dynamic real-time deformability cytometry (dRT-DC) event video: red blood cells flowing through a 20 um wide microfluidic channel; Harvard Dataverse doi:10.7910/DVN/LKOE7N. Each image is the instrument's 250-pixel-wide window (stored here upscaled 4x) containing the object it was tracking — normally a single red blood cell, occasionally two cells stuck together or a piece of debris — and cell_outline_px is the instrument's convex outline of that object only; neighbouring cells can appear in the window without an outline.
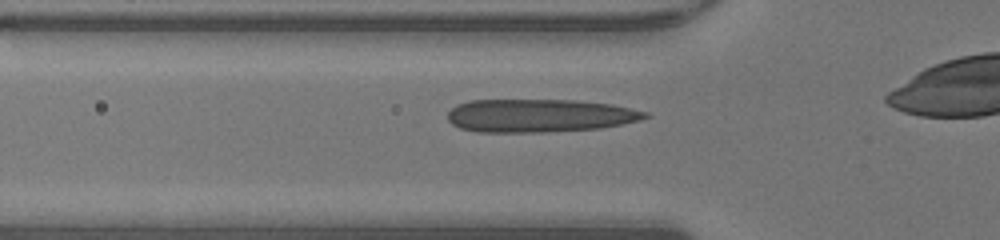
{"species": "human", "species_latin": "Homo sapiens", "temperature_condition": "warm", "stored_images_in_passage": 32, "camera_frame_rate_fps": 3000, "um_per_image_px": 0.085, "donor": {"sex": "male"}, "frame": {"image": 1, "passage_image": 9, "time_ms": 2.667, "image_size_px": [1000, 240], "cell_outline_px": [[652, 116], [640, 120], [600, 128], [544, 132], [476, 132], [460, 128], [452, 124], [448, 120], [448, 112], [456, 104], [468, 100], [576, 100], [612, 104], [648, 112]], "centroid_in_image_um": [45.84, 9.82], "position_along_channel_um": 80.0, "area_um2": 38.32}}
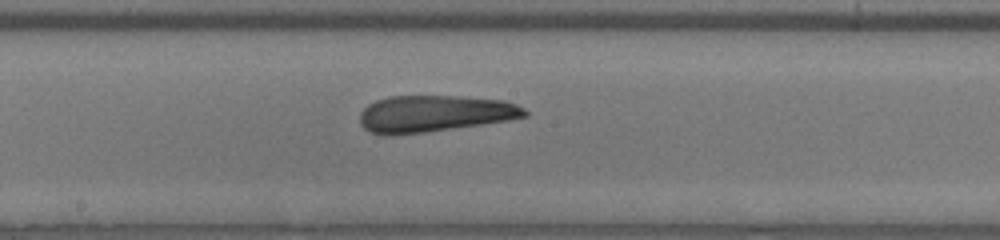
{"frame": {"image": 2, "passage_image": 18, "time_ms": 5.667, "image_size_px": [1000, 240], "cell_outline_px": [[528, 116], [508, 120], [424, 132], [388, 136], [372, 132], [364, 128], [360, 124], [360, 112], [368, 104], [376, 100], [388, 96], [452, 96], [504, 100], [516, 104], [524, 108], [528, 112]], "centroid_in_image_um": [36.9, 9.65], "position_along_channel_um": 211.3, "area_um2": 35.03}}
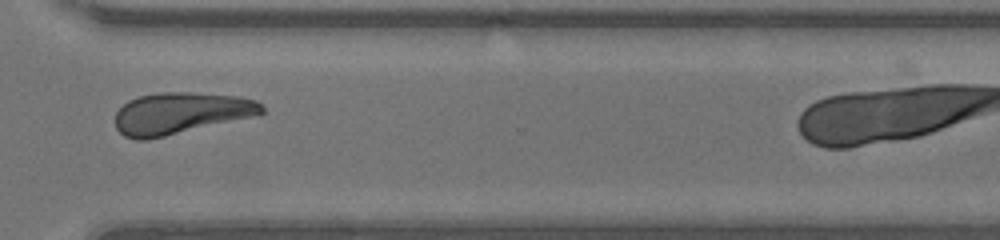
{"frame": {"image": 3, "passage_image": 28, "time_ms": 9.0, "image_size_px": [1000, 240], "cell_outline_px": [[264, 112], [260, 116], [148, 140], [136, 140], [124, 136], [116, 128], [116, 112], [128, 100], [140, 96], [160, 92], [188, 92], [236, 96], [256, 100], [264, 108]], "centroid_in_image_um": [15.39, 9.64], "position_along_channel_um": 355.2, "area_um2": 35.95}}